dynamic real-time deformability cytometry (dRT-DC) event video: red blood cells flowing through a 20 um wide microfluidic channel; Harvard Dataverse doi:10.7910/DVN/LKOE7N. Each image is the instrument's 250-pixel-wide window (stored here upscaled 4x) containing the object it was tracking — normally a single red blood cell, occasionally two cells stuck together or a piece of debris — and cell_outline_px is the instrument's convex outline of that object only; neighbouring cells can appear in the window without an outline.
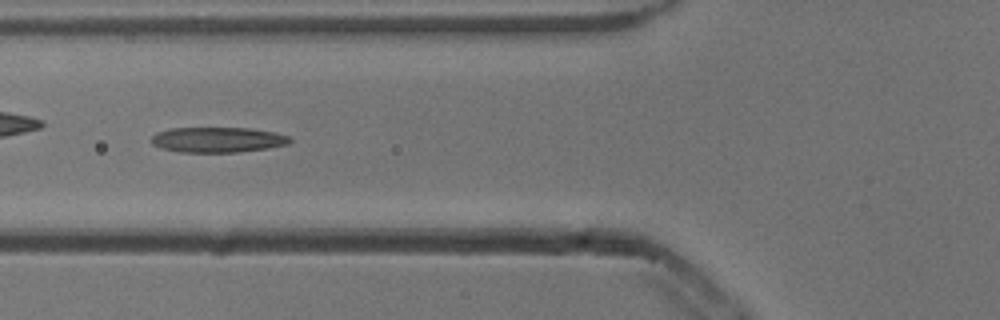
{"species": "common noctule bat (a hibernating species)", "species_latin": "Nyctalus noctula", "temperature_condition": "cold", "stored_images_in_passage": 40, "camera_frame_rate_fps": 3000, "um_per_image_px": 0.085, "animal": {"sex": "male", "body_mass_g": 13.3}, "frame": {"image": 1, "passage_image": 7, "time_ms": 2.0, "image_size_px": [1000, 320], "cell_outline_px": [[292, 140], [288, 144], [268, 148], [236, 152], [180, 152], [160, 148], [152, 144], [152, 136], [156, 132], [172, 128], [248, 128], [276, 132], [288, 136]], "centroid_in_image_um": [18.5, 11.88], "position_along_channel_um": 107.3, "area_um2": 20.4}}
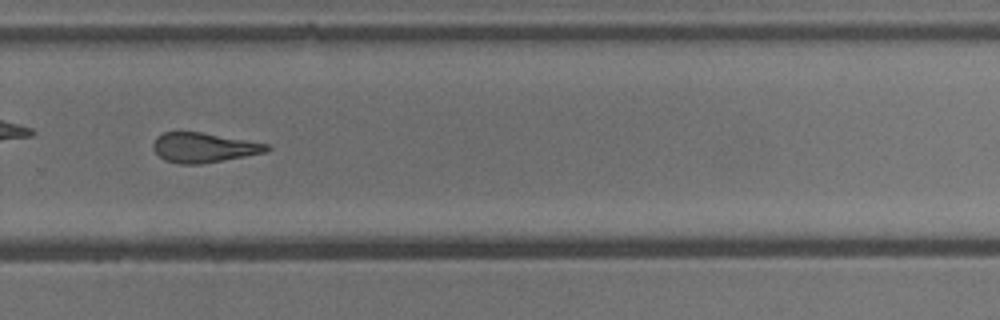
{"frame": {"image": 2, "passage_image": 23, "time_ms": 7.333, "image_size_px": [1000, 320], "cell_outline_px": [[272, 148], [268, 152], [200, 164], [180, 164], [164, 160], [152, 148], [152, 144], [156, 136], [164, 132], [200, 132], [248, 140], [268, 144]], "centroid_in_image_um": [17.32, 12.54], "position_along_channel_um": 312.5, "area_um2": 19.71}, "authors_computed_cell_mechanics": {"area_um2": 20.519, "velocity_mm_per_s": 3.8465, "shape_relaxation_time_tau1_ms": 6.8505, "shape_relaxation_time_tau2_ms": 2.2757, "deformation_change_tau1": 0.2142, "deformation_change_tau2": 0.1253}}